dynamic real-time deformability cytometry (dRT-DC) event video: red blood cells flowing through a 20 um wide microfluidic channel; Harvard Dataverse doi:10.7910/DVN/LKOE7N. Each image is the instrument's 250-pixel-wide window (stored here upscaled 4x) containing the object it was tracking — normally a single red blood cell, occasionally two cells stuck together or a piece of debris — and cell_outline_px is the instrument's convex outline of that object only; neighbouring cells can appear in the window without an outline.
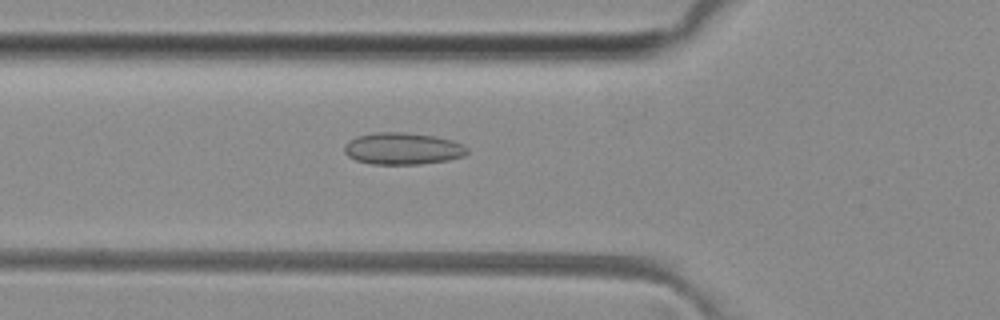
{"species": "common noctule bat (a hibernating species)", "species_latin": "Nyctalus noctula", "temperature_condition": "room temperature", "stored_images_in_passage": 36, "camera_frame_rate_fps": 3000, "um_per_image_px": 0.085, "animal": {"sex": "female", "body_mass_g": 29.2, "forearm_length_mm": 56.3}, "frame": {"image": 1, "passage_image": 4, "time_ms": 1.0, "image_size_px": [1000, 320], "cell_outline_px": [[468, 152], [464, 156], [448, 160], [420, 164], [372, 164], [356, 160], [348, 156], [344, 152], [344, 144], [356, 136], [372, 132], [404, 132], [436, 136], [452, 140], [468, 148]], "centroid_in_image_um": [34.21, 12.62], "position_along_channel_um": 91.6, "area_um2": 22.95}}
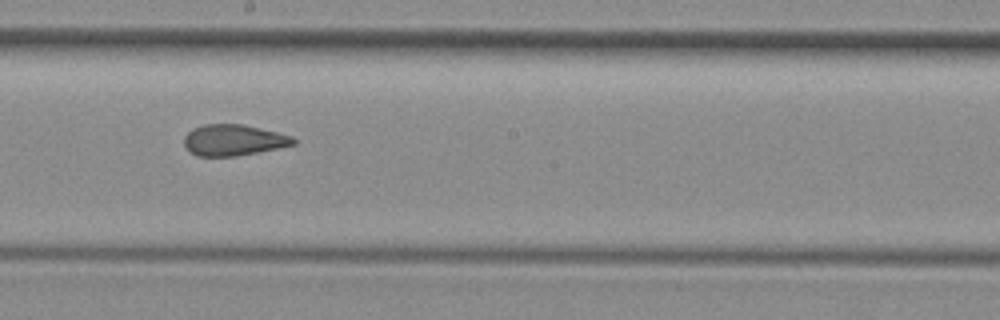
{"frame": {"image": 2, "passage_image": 14, "time_ms": 4.333, "image_size_px": [1000, 320], "cell_outline_px": [[296, 144], [256, 152], [232, 156], [196, 156], [184, 144], [184, 136], [192, 128], [204, 124], [244, 124], [292, 136], [296, 140]], "centroid_in_image_um": [19.83, 11.89], "position_along_channel_um": 228.4, "area_um2": 19.59}}
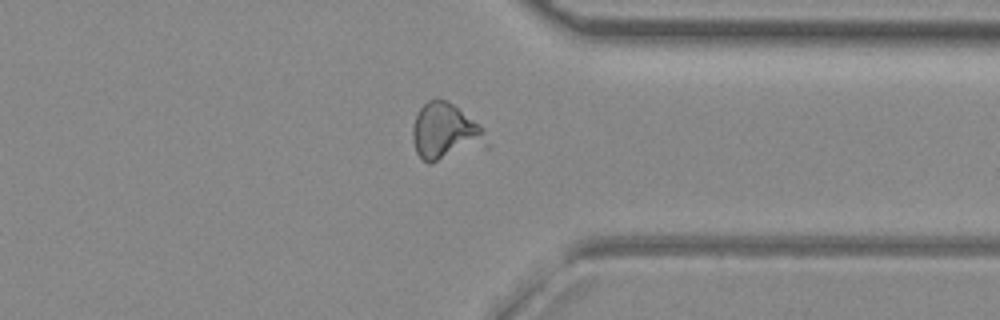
{"frame": {"image": 3, "passage_image": 25, "time_ms": 8.0, "image_size_px": [1000, 320], "cell_outline_px": [[484, 136], [432, 164], [428, 164], [416, 152], [412, 140], [412, 128], [416, 116], [420, 108], [428, 100], [436, 96], [448, 100], [484, 128]], "centroid_in_image_um": [37.63, 11.05], "position_along_channel_um": 373.8, "area_um2": 22.43}}